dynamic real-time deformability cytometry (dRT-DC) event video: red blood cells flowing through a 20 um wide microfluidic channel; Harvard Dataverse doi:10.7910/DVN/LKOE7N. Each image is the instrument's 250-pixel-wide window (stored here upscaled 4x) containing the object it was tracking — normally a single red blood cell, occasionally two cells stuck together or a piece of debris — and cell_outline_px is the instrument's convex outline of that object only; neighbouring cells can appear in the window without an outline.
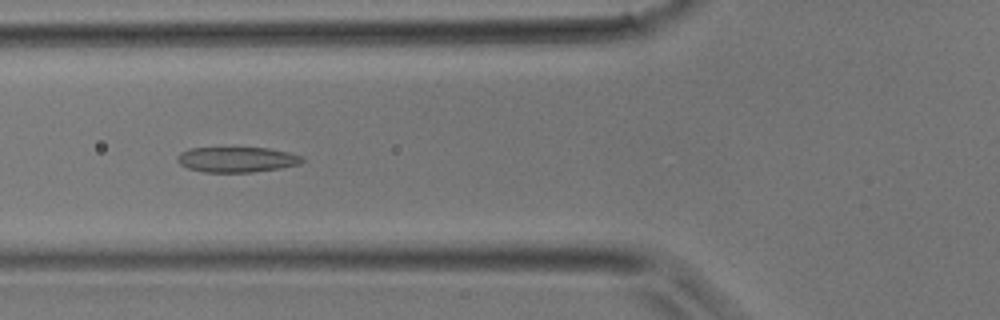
{"species": "common noctule bat (a hibernating species)", "species_latin": "Nyctalus noctula", "temperature_condition": "room temperature", "stored_images_in_passage": 38, "camera_frame_rate_fps": 3000, "um_per_image_px": 0.085, "animal": {"sex": "male", "body_mass_g": 17.9}, "frame": {"image": 1, "passage_image": 14, "time_ms": 4.333, "image_size_px": [1000, 320], "cell_outline_px": [[304, 160], [300, 164], [280, 168], [252, 172], [204, 172], [188, 168], [180, 164], [176, 160], [176, 156], [180, 152], [188, 148], [268, 148], [288, 152], [304, 156]], "centroid_in_image_um": [20.12, 13.56], "position_along_channel_um": 105.7, "area_um2": 18.5}}
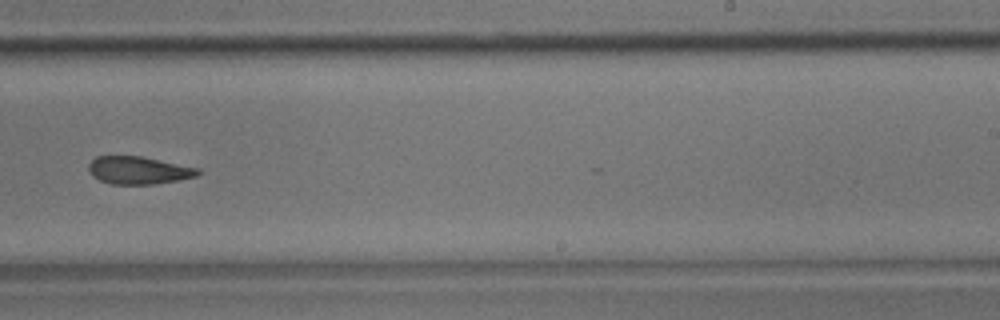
{"frame": {"image": 2, "passage_image": 24, "time_ms": 7.667, "image_size_px": [1000, 320], "cell_outline_px": [[200, 172], [196, 176], [180, 180], [152, 184], [112, 184], [100, 180], [92, 176], [88, 168], [88, 164], [96, 156], [140, 156], [200, 168]], "centroid_in_image_um": [11.77, 14.47], "position_along_channel_um": 277.2, "area_um2": 17.57}}
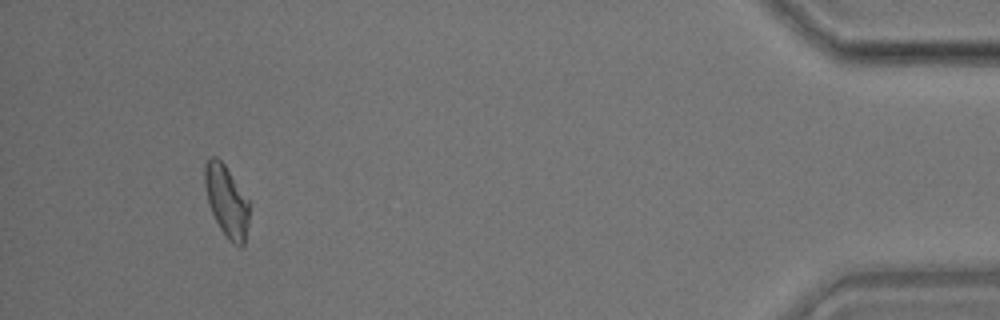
{"frame": {"image": 3, "passage_image": 36, "time_ms": 11.667, "image_size_px": [1000, 320], "cell_outline_px": [[248, 224], [244, 244], [240, 248], [232, 244], [228, 240], [220, 228], [208, 204], [204, 184], [204, 164], [212, 156], [216, 156], [224, 164], [248, 200]], "centroid_in_image_um": [19.24, 17.11], "position_along_channel_um": 416.0, "area_um2": 18.38}}